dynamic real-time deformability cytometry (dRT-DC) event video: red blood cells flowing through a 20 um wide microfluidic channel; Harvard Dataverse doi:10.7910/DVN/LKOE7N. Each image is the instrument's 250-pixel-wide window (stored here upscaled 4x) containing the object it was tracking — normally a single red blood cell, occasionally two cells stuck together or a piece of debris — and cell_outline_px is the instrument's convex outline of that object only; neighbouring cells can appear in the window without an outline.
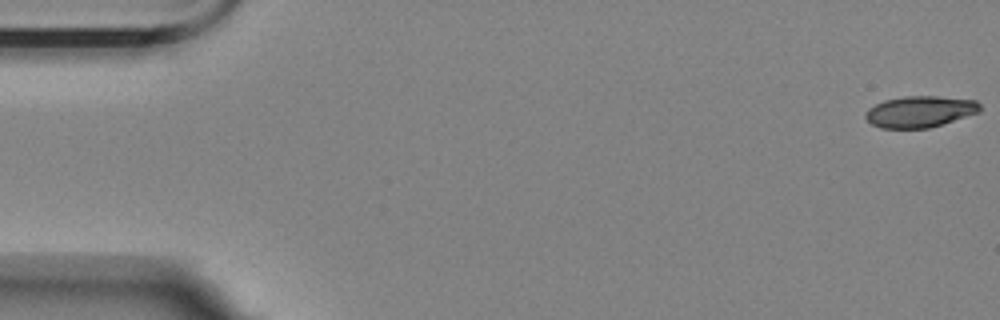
{"species": "Egyptian fruit bat (a non-hibernating species)", "species_latin": "Rousettus aegyptiacus", "temperature_condition": "room temperature", "stored_images_in_passage": 4, "camera_frame_rate_fps": 3000, "um_per_image_px": 0.085, "animal": {"sex": "female"}, "frame": {"image": 1, "passage_image": 1, "time_ms": 0.0, "image_size_px": [1000, 320], "cell_outline_px": [[980, 112], [928, 128], [880, 128], [872, 124], [864, 116], [864, 112], [868, 108], [884, 100], [904, 96], [936, 96], [976, 100], [980, 104]], "centroid_in_image_um": [78.17, 9.48], "position_along_channel_um": 6.8, "area_um2": 20.87}}